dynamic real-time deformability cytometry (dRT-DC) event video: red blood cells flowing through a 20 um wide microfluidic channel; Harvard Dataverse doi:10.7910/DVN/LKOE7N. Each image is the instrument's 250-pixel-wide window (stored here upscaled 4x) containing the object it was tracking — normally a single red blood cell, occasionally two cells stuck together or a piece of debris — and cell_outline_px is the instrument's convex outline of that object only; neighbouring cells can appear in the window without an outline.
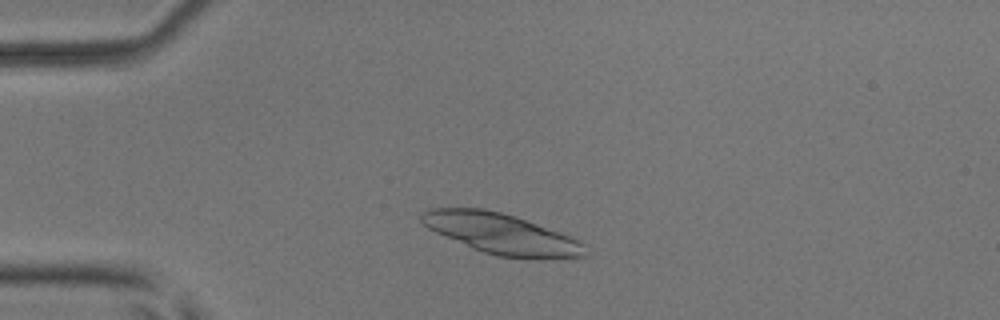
{"species": "common noctule bat (a hibernating species)", "species_latin": "Nyctalus noctula", "temperature_condition": "room temperature", "stored_images_in_passage": 46, "camera_frame_rate_fps": 3000, "um_per_image_px": 0.085, "animal": {"sex": "male", "body_mass_g": 17.9, "forearm_length_mm": 54.2}, "frame": {"image": 1, "passage_image": 7, "time_ms": 2.0, "image_size_px": [1000, 320], "cell_outline_px": [[588, 256], [500, 256], [484, 252], [472, 248], [436, 232], [428, 228], [420, 220], [420, 216], [424, 212], [432, 208], [484, 208], [500, 212], [536, 224], [568, 236], [584, 244]], "centroid_in_image_um": [42.51, 19.83], "position_along_channel_um": 42.5, "area_um2": 36.88}}